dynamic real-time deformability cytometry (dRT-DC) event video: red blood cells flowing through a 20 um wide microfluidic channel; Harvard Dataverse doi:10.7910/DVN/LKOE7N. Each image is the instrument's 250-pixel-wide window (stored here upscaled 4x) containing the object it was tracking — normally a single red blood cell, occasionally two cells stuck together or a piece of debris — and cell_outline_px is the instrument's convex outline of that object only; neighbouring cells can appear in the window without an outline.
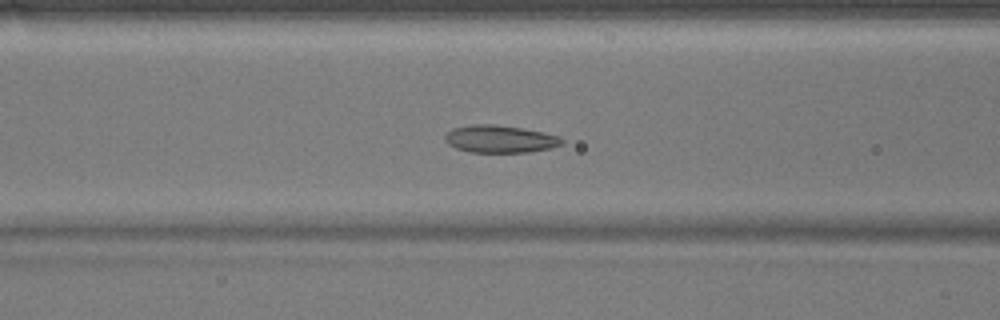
{"species": "common noctule bat (a hibernating species)", "species_latin": "Nyctalus noctula", "temperature_condition": "warm", "stored_images_in_passage": 53, "camera_frame_rate_fps": 3000, "um_per_image_px": 0.085, "animal": {"sex": "male", "body_mass_g": 17.9}, "frame": {"image": 1, "passage_image": 21, "time_ms": 6.667, "image_size_px": [1000, 320], "cell_outline_px": [[564, 144], [552, 148], [528, 152], [468, 152], [456, 148], [448, 144], [444, 140], [444, 136], [452, 128], [472, 124], [496, 124], [524, 128], [544, 132], [560, 136], [564, 140]], "centroid_in_image_um": [42.52, 11.81], "position_along_channel_um": 124.1, "area_um2": 19.02}}
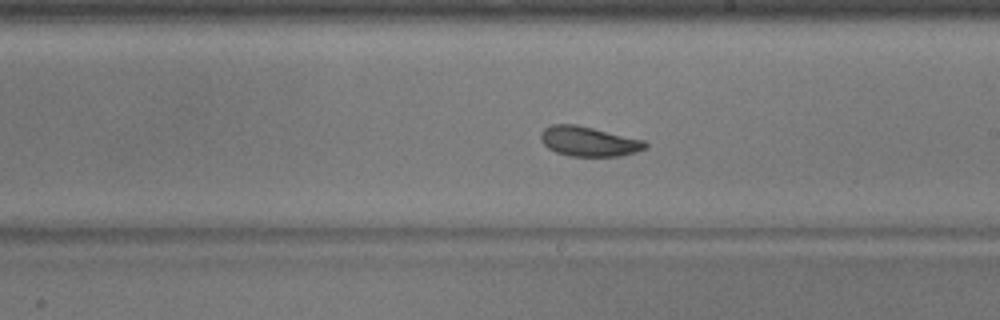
{"frame": {"image": 2, "passage_image": 30, "time_ms": 9.667, "image_size_px": [1000, 320], "cell_outline_px": [[648, 148], [636, 152], [620, 156], [568, 156], [556, 152], [548, 148], [540, 140], [540, 132], [544, 128], [552, 124], [576, 124], [644, 140], [648, 144]], "centroid_in_image_um": [50.03, 12.02], "position_along_channel_um": 239.0, "area_um2": 18.26}}
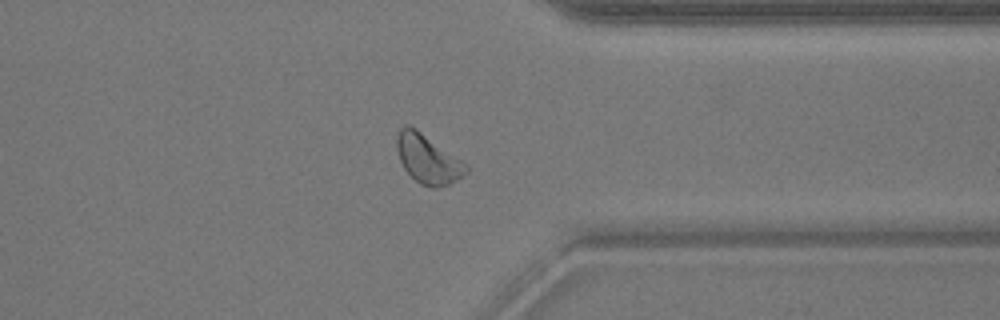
{"frame": {"image": 3, "passage_image": 41, "time_ms": 13.333, "image_size_px": [1000, 320], "cell_outline_px": [[468, 172], [456, 180], [448, 184], [436, 188], [432, 188], [420, 184], [404, 168], [400, 160], [396, 148], [396, 136], [400, 128], [404, 124], [408, 124], [416, 128], [468, 164]], "centroid_in_image_um": [36.36, 13.49], "position_along_channel_um": 375.0, "area_um2": 19.83}, "authors_computed_cell_mechanics": {"area_um2": 19.7098, "velocity_mm_per_s": 3.8318, "shape_relaxation_time_tau1_ms": 4.6795, "shape_relaxation_time_tau2_ms": 2.5287, "deformation_change_tau1": 0.0905, "deformation_change_tau2": 0.0616}}